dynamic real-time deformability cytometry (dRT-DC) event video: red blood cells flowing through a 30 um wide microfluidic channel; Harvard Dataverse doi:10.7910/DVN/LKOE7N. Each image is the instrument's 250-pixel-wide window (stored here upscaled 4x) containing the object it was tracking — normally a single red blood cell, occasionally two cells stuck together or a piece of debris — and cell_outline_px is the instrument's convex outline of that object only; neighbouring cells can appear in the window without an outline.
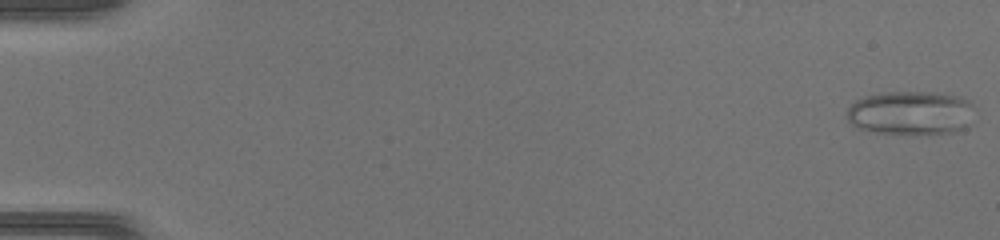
{"species": "common noctule bat (a hibernating species)", "species_latin": "Nyctalus noctula", "temperature_condition": "warm", "stored_images_in_passage": 51, "camera_frame_rate_fps": 3000, "um_per_image_px": 0.085, "animal": {"sex": "female", "body_mass_g": 17.0, "forearm_length_mm": 48.0}, "frame": {"image": 1, "passage_image": 1, "time_ms": 0.0, "image_size_px": [1000, 240], "cell_outline_px": [[972, 108], [968, 128], [956, 132], [916, 136], [876, 132], [856, 128], [848, 120], [848, 108], [856, 100], [864, 96], [880, 92], [932, 92], [960, 96], [972, 100]], "centroid_in_image_um": [77.44, 9.62], "position_along_channel_um": 7.6, "area_um2": 33.47}}
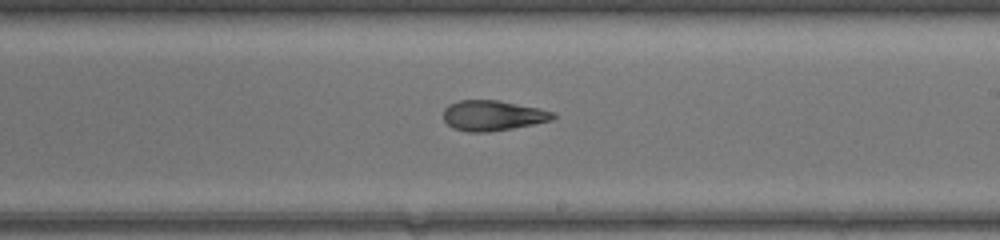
{"frame": {"image": 2, "passage_image": 31, "time_ms": 10.0, "image_size_px": [1000, 240], "cell_outline_px": [[556, 116], [552, 120], [512, 128], [488, 132], [468, 132], [452, 128], [444, 120], [444, 108], [448, 104], [460, 100], [500, 100], [540, 108], [556, 112]], "centroid_in_image_um": [41.89, 9.81], "position_along_channel_um": 247.1, "area_um2": 19.48}}
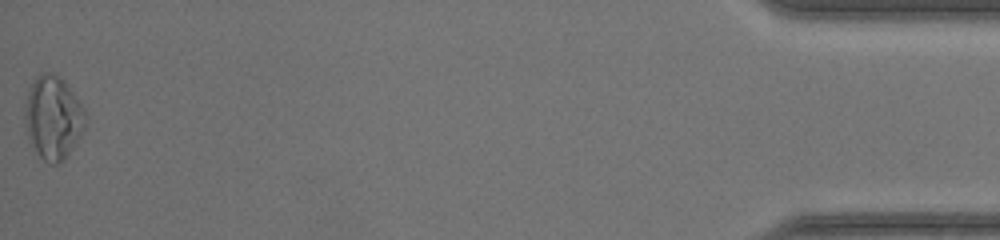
{"frame": {"image": 3, "passage_image": 51, "time_ms": 16.667, "image_size_px": [1000, 240], "cell_outline_px": [[88, 120], [80, 136], [68, 156], [56, 164], [52, 164], [44, 160], [36, 152], [28, 136], [24, 116], [24, 112], [28, 92], [36, 76], [40, 72], [52, 72], [60, 76], [64, 80], [84, 108], [88, 116]], "centroid_in_image_um": [4.54, 9.98], "position_along_channel_um": 430.7, "area_um2": 29.48}, "authors_computed_cell_mechanics": {"area_um2": 21.9062, "velocity_mm_per_s": 4.1668, "shape_relaxation_time_tau1_ms": null, "shape_relaxation_time_tau2_ms": 3.1025, "deformation_change_tau1": null, "deformation_change_tau2": 0.1254}}